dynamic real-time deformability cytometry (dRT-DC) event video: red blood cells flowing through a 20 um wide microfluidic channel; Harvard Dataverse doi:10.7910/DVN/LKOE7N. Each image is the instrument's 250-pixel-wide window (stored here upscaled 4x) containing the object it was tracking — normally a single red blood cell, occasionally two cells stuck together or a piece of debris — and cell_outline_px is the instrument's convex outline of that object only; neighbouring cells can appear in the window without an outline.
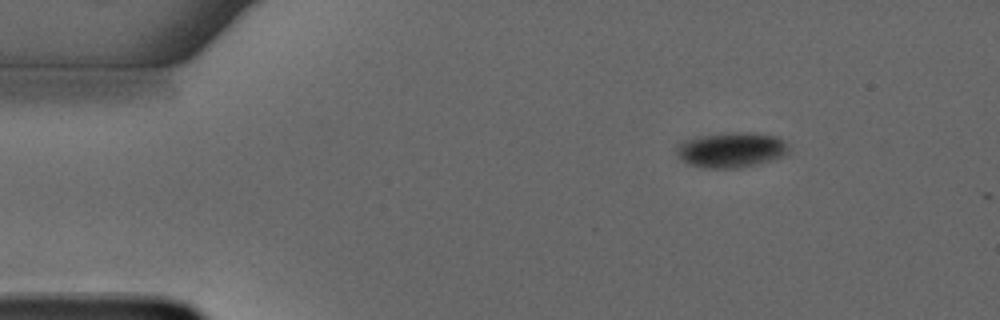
{"species": "common noctule bat (a hibernating species)", "species_latin": "Nyctalus noctula", "temperature_condition": "warm", "stored_images_in_passage": 10, "camera_frame_rate_fps": 3000, "um_per_image_px": 0.085, "animal": {"sex": "male", "forearm_length_mm": 52.5}, "frame": {"image": 1, "passage_image": 1, "time_ms": 0.0, "image_size_px": [1000, 320], "cell_outline_px": [[788, 152], [780, 156], [744, 168], [704, 168], [688, 164], [676, 156], [676, 144], [684, 140], [696, 136], [732, 132], [756, 132], [776, 136], [784, 140], [788, 144]], "centroid_in_image_um": [62.1, 12.73], "position_along_channel_um": 22.9, "area_um2": 23.29}}
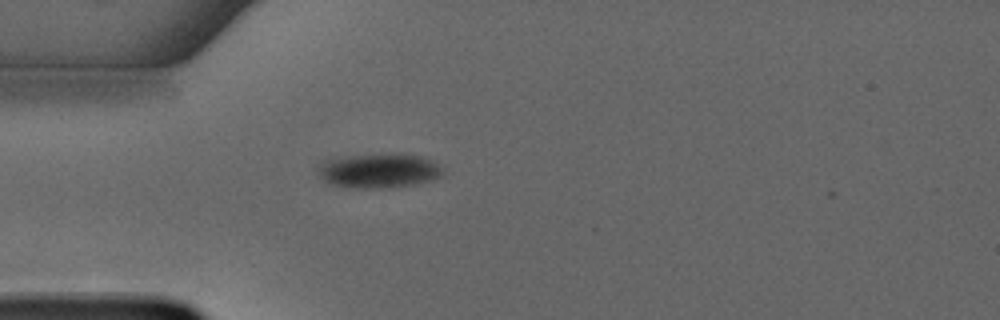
{"frame": {"image": 2, "passage_image": 9, "time_ms": 2.667, "image_size_px": [1000, 320], "cell_outline_px": [[440, 176], [432, 180], [416, 184], [380, 188], [356, 188], [332, 184], [324, 180], [320, 176], [316, 168], [324, 160], [340, 156], [420, 156], [432, 160], [440, 168]], "centroid_in_image_um": [32.12, 14.54], "position_along_channel_um": 52.9, "area_um2": 24.1}}